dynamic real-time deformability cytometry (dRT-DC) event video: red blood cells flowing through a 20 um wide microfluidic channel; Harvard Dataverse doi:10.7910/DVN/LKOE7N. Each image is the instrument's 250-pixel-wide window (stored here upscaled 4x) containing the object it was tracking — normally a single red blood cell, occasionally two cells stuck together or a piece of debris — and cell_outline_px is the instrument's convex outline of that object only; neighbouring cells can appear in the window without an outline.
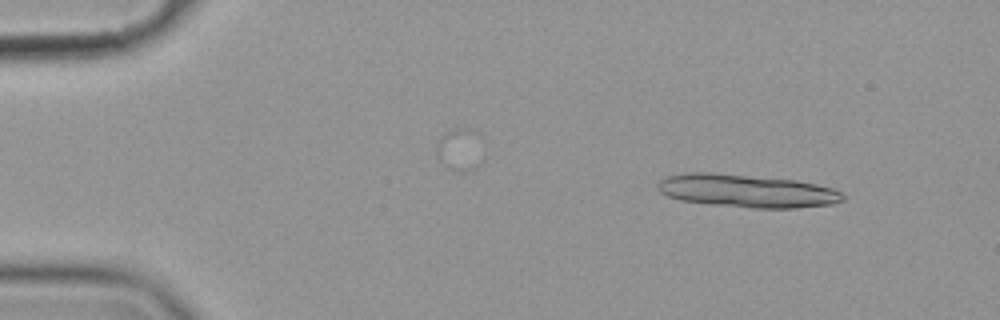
{"species": "common noctule bat (a hibernating species)", "species_latin": "Nyctalus noctula", "temperature_condition": "cold", "stored_images_in_passage": 15, "camera_frame_rate_fps": 3000, "um_per_image_px": 0.085, "animal": {"sex": "female", "body_mass_g": 19.9}, "frame": {"image": 1, "passage_image": 5, "time_ms": 1.333, "image_size_px": [1000, 320], "cell_outline_px": [[848, 196], [844, 200], [832, 204], [796, 208], [752, 208], [712, 204], [680, 200], [668, 196], [660, 192], [656, 188], [656, 184], [660, 180], [668, 176], [688, 172], [712, 172], [796, 180], [816, 184], [832, 188], [844, 192]], "centroid_in_image_um": [63.51, 16.22], "position_along_channel_um": 21.5, "area_um2": 35.84}}